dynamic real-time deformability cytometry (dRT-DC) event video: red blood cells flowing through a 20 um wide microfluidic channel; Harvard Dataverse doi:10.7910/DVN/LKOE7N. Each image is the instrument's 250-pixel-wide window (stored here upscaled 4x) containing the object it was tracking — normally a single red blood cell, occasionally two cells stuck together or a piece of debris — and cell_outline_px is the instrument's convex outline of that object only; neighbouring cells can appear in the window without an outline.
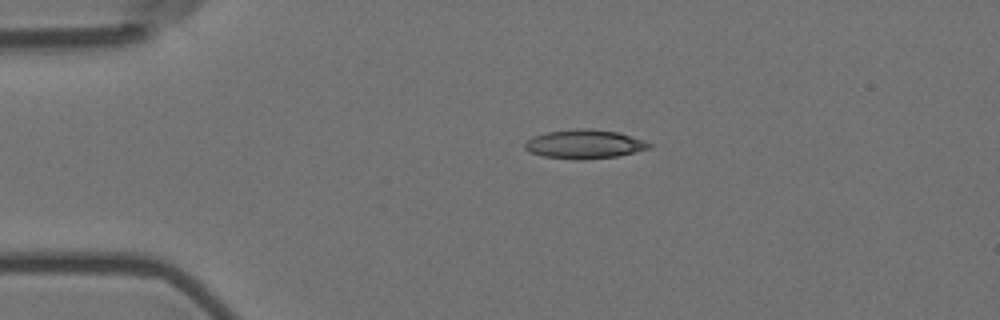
{"species": "Egyptian fruit bat (a non-hibernating species)", "species_latin": "Rousettus aegyptiacus", "temperature_condition": "room temperature", "stored_images_in_passage": 35, "camera_frame_rate_fps": 3000, "um_per_image_px": 0.085, "animal": {"sex": "female"}, "frame": {"image": 1, "passage_image": 1, "time_ms": 0.0, "image_size_px": [1000, 320], "cell_outline_px": [[652, 148], [636, 152], [616, 156], [580, 160], [576, 160], [544, 156], [528, 152], [524, 148], [524, 144], [532, 136], [544, 132], [576, 128], [588, 128], [616, 132], [644, 140], [652, 144]], "centroid_in_image_um": [49.65, 12.25], "position_along_channel_um": 35.3, "area_um2": 21.1}}
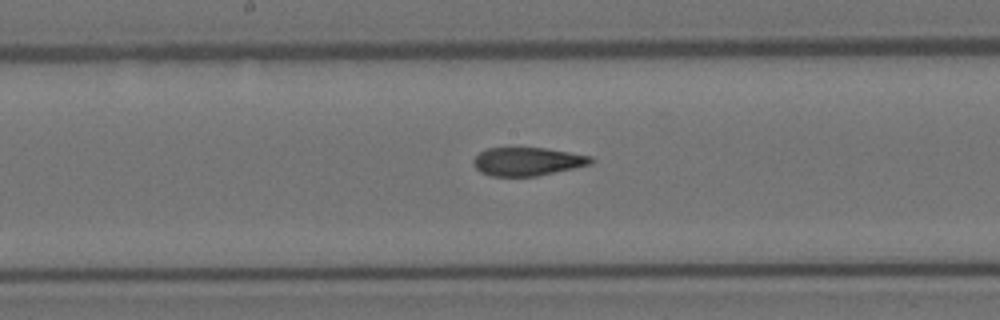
{"frame": {"image": 2, "passage_image": 18, "time_ms": 5.667, "image_size_px": [1000, 320], "cell_outline_px": [[596, 160], [592, 164], [536, 176], [492, 176], [480, 172], [472, 164], [472, 160], [480, 152], [488, 148], [544, 148], [592, 156]], "centroid_in_image_um": [44.83, 13.73], "position_along_channel_um": 203.4, "area_um2": 19.36}}
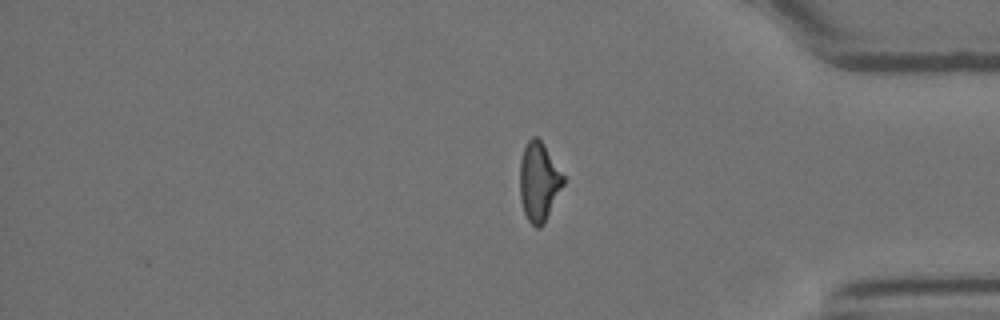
{"frame": {"image": 3, "passage_image": 35, "time_ms": 11.333, "image_size_px": [1000, 320], "cell_outline_px": [[564, 184], [544, 224], [540, 228], [536, 228], [528, 220], [524, 212], [520, 200], [520, 160], [524, 148], [528, 140], [532, 136], [536, 136], [544, 144], [564, 176]], "centroid_in_image_um": [45.8, 15.45], "position_along_channel_um": 389.4, "area_um2": 20.0}, "authors_computed_cell_mechanics": {"area_um2": 20.4612, "velocity_mm_per_s": 3.6298, "shape_relaxation_time_tau1_ms": 10.6825, "shape_relaxation_time_tau2_ms": 2.3572, "deformation_change_tau1": 0.243, "deformation_change_tau2": 0.1082}}